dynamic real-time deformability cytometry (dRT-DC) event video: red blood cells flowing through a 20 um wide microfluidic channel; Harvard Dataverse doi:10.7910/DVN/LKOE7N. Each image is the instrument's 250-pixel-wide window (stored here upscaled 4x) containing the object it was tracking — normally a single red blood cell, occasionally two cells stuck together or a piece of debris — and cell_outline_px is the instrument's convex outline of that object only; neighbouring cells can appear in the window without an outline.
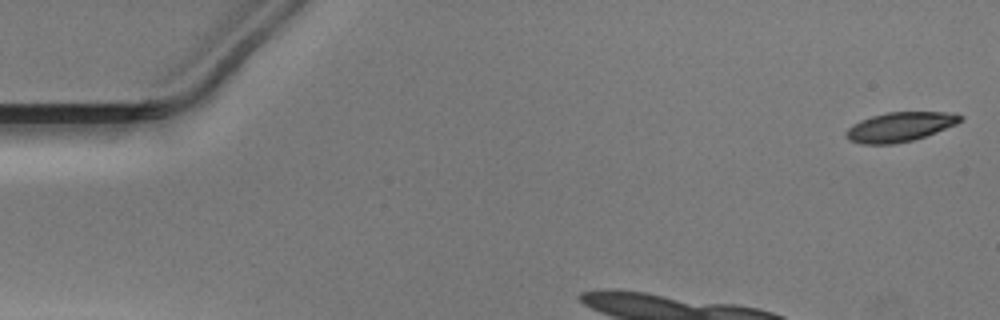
{"species": "Egyptian fruit bat (a non-hibernating species)", "species_latin": "Rousettus aegyptiacus", "temperature_condition": "warm", "stored_images_in_passage": 7, "camera_frame_rate_fps": 3000, "um_per_image_px": 0.085, "animal": {"sex": "male"}, "frame": {"image": 1, "passage_image": 1, "time_ms": 0.0, "image_size_px": [1000, 320], "cell_outline_px": [[964, 120], [956, 124], [936, 132], [912, 140], [892, 144], [860, 144], [848, 140], [844, 136], [844, 132], [852, 124], [860, 120], [872, 116], [888, 112], [956, 112], [964, 116]], "centroid_in_image_um": [76.49, 10.78], "position_along_channel_um": 8.5, "area_um2": 19.77}}